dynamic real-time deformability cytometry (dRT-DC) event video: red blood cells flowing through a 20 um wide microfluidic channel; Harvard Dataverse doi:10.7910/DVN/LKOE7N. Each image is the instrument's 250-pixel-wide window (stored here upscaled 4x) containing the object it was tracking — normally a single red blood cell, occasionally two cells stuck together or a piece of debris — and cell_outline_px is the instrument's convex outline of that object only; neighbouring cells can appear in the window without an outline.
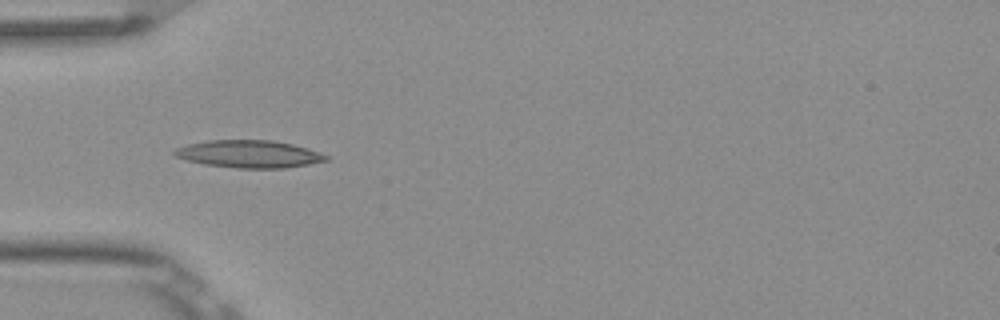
{"species": "Egyptian fruit bat (a non-hibernating species)", "species_latin": "Rousettus aegyptiacus", "temperature_condition": "room temperature", "stored_images_in_passage": 7, "camera_frame_rate_fps": 3000, "um_per_image_px": 0.085, "frame": {"image": 1, "passage_image": 5, "time_ms": 1.333, "image_size_px": [1000, 320], "cell_outline_px": [[328, 160], [308, 164], [284, 168], [236, 168], [204, 164], [188, 160], [176, 156], [172, 152], [176, 148], [188, 144], [208, 140], [272, 140], [292, 144], [308, 148], [320, 152], [328, 156]], "centroid_in_image_um": [21.18, 13.09], "position_along_channel_um": 63.8, "area_um2": 24.16}}
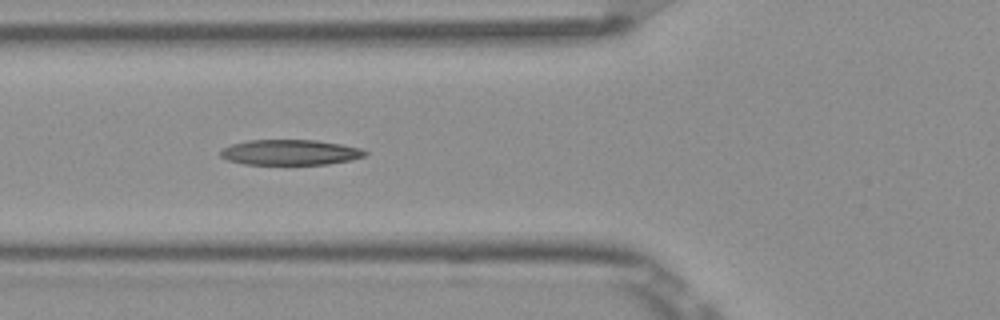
{"frame": {"image": 2, "passage_image": 6, "time_ms": 1.667, "image_size_px": [1000, 320], "cell_outline_px": [[368, 152], [364, 156], [352, 160], [328, 164], [244, 164], [228, 160], [220, 156], [220, 152], [224, 148], [232, 144], [248, 140], [316, 140], [340, 144], [360, 148]], "centroid_in_image_um": [24.67, 12.95], "position_along_channel_um": 101.1, "area_um2": 21.27}}
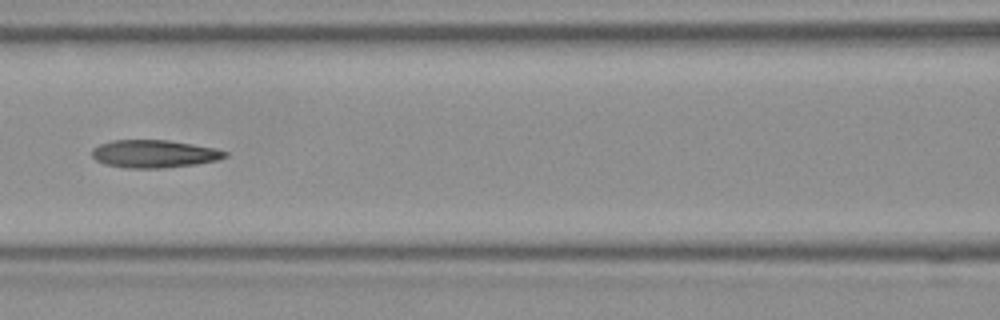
{"frame": {"image": 3, "passage_image": 7, "time_ms": 2.0, "image_size_px": [1000, 320], "cell_outline_px": [[228, 156], [216, 160], [196, 164], [164, 168], [124, 168], [104, 164], [96, 160], [92, 156], [92, 148], [100, 144], [112, 140], [168, 140], [216, 148], [228, 152]], "centroid_in_image_um": [13.09, 13.08], "position_along_channel_um": 153.5, "area_um2": 21.62}}